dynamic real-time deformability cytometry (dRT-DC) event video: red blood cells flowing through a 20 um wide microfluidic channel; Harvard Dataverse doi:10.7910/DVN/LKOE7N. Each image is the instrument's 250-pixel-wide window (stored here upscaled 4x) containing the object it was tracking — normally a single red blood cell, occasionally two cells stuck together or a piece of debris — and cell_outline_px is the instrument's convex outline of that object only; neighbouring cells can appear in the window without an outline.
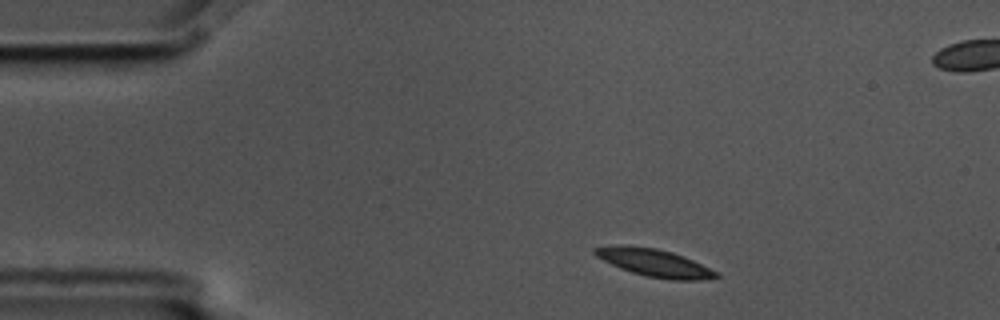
{"species": "common noctule bat (a hibernating species)", "species_latin": "Nyctalus noctula", "temperature_condition": "cold", "stored_images_in_passage": 4, "camera_frame_rate_fps": 3000, "um_per_image_px": 0.085, "animal": {"sex": "male", "body_mass_g": 17.5, "forearm_length_mm": 52.3}, "frame": {"image": 1, "passage_image": 1, "time_ms": 0.0, "image_size_px": [1000, 320], "cell_outline_px": [[720, 276], [700, 280], [672, 280], [644, 276], [620, 268], [596, 256], [592, 252], [592, 248], [616, 244], [620, 244], [656, 248], [672, 252], [684, 256], [716, 272]], "centroid_in_image_um": [55.56, 22.32], "position_along_channel_um": 29.4, "area_um2": 19.42}}